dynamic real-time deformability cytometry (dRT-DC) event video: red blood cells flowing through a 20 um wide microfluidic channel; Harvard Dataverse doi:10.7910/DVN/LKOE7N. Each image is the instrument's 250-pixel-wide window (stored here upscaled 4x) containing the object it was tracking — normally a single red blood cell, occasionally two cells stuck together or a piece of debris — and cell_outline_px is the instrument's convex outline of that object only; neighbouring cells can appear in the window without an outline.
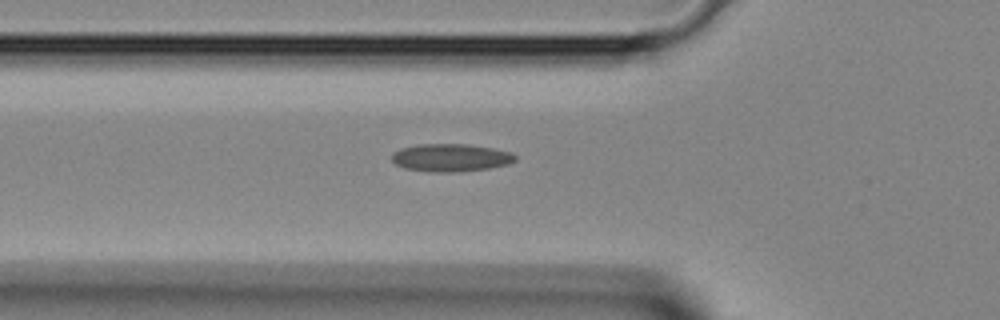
{"species": "Egyptian fruit bat (a non-hibernating species)", "species_latin": "Rousettus aegyptiacus", "temperature_condition": "room temperature", "stored_images_in_passage": 29, "camera_frame_rate_fps": 3000, "um_per_image_px": 0.085, "animal": {"sex": "female"}, "frame": {"image": 1, "passage_image": 5, "time_ms": 1.333, "image_size_px": [1000, 320], "cell_outline_px": [[516, 160], [508, 164], [488, 168], [460, 172], [432, 172], [404, 168], [396, 164], [392, 160], [392, 152], [400, 148], [420, 144], [464, 144], [492, 148], [512, 152], [516, 156]], "centroid_in_image_um": [38.3, 13.4], "position_along_channel_um": 87.5, "area_um2": 20.0}}
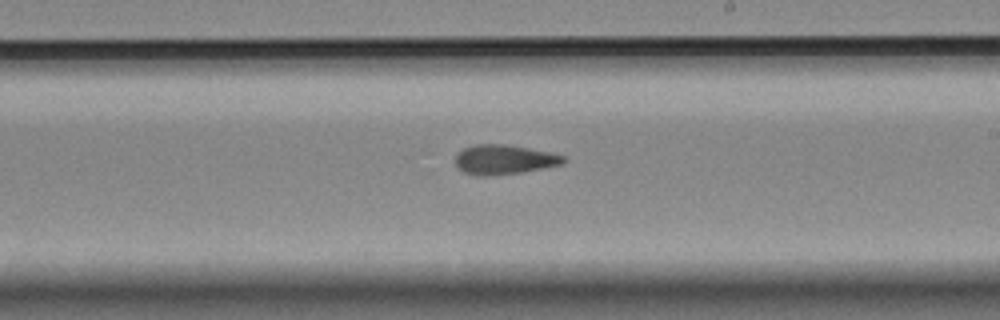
{"frame": {"image": 2, "passage_image": 15, "time_ms": 4.667, "image_size_px": [1000, 320], "cell_outline_px": [[568, 160], [564, 164], [524, 172], [488, 176], [476, 176], [464, 172], [456, 168], [456, 156], [464, 148], [476, 144], [504, 144], [552, 152], [564, 156]], "centroid_in_image_um": [42.88, 13.57], "position_along_channel_um": 246.1, "area_um2": 18.84}}
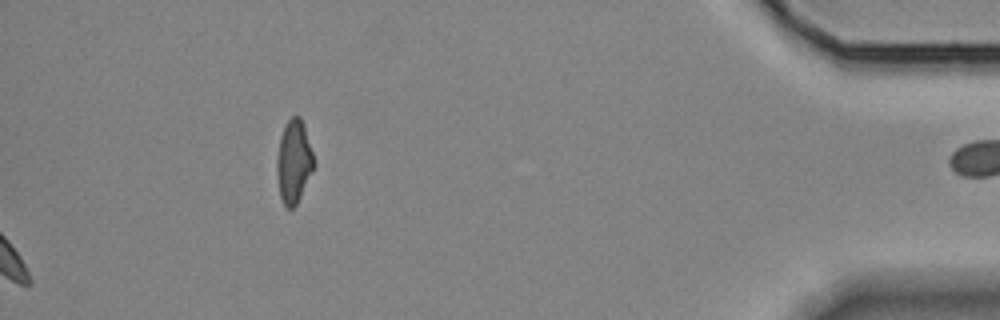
{"frame": {"image": 3, "passage_image": 29, "time_ms": 9.333, "image_size_px": [1000, 320], "cell_outline_px": [[316, 164], [296, 204], [292, 208], [288, 208], [284, 204], [280, 196], [276, 172], [276, 160], [280, 136], [288, 120], [292, 116], [300, 116], [304, 124]], "centroid_in_image_um": [24.97, 13.71], "position_along_channel_um": 410.2, "area_um2": 17.86}}